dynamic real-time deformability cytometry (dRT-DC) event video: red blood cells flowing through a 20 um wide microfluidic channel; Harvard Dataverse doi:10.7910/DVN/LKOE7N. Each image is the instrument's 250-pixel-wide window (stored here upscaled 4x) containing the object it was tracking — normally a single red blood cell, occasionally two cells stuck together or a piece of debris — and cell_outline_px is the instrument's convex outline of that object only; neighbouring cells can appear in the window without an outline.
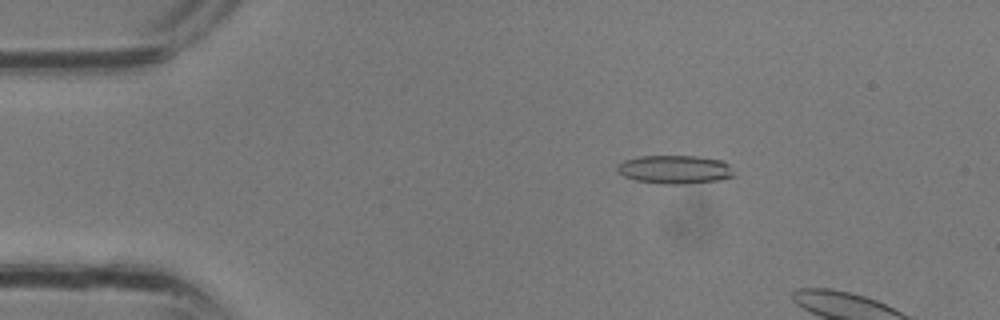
{"species": "common noctule bat (a hibernating species)", "species_latin": "Nyctalus noctula", "temperature_condition": "room temperature", "stored_images_in_passage": 8, "camera_frame_rate_fps": 3000, "um_per_image_px": 0.085, "animal": {"sex": "male", "body_mass_g": 13.3}, "frame": {"image": 1, "passage_image": 5, "time_ms": 1.333, "image_size_px": [1000, 320], "cell_outline_px": [[732, 176], [720, 180], [688, 184], [664, 184], [636, 180], [624, 176], [616, 172], [616, 164], [624, 160], [636, 156], [696, 156], [720, 160], [728, 164], [732, 172]], "centroid_in_image_um": [57.29, 14.4], "position_along_channel_um": 27.7, "area_um2": 19.42}}